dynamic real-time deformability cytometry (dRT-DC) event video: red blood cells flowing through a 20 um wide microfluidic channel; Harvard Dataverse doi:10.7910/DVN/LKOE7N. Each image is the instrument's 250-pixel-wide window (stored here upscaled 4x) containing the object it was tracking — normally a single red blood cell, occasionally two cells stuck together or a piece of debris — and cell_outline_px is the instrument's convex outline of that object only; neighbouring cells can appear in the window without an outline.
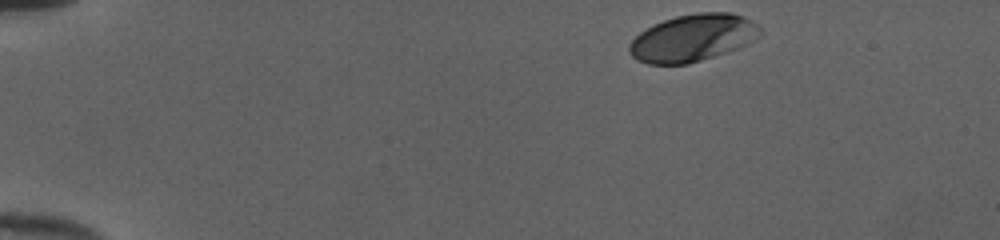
{"species": "human", "species_latin": "Homo sapiens", "temperature_condition": "cold", "stored_images_in_passage": 38, "camera_frame_rate_fps": 3000, "um_per_image_px": 0.085, "donor": {"sex": "female"}, "frame": {"image": 1, "passage_image": 1, "time_ms": 0.0, "image_size_px": [1000, 240], "cell_outline_px": [[764, 32], [760, 36], [748, 44], [728, 52], [688, 64], [648, 64], [636, 60], [628, 52], [628, 44], [640, 32], [652, 24], [676, 16], [700, 12], [732, 12], [744, 16], [752, 20]], "centroid_in_image_um": [58.9, 3.22], "position_along_channel_um": 26.1, "area_um2": 36.36}}
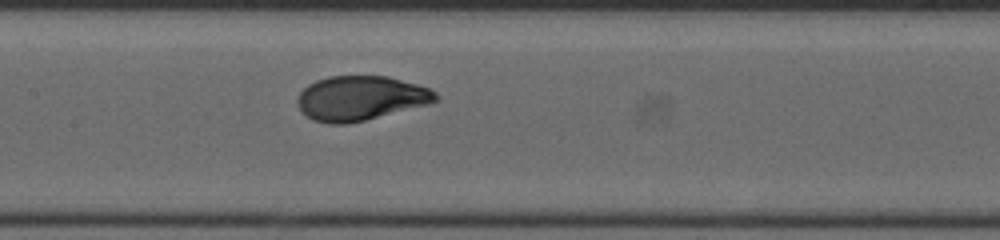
{"frame": {"image": 2, "passage_image": 20, "time_ms": 6.333, "image_size_px": [1000, 240], "cell_outline_px": [[440, 100], [432, 104], [348, 124], [328, 124], [312, 120], [296, 104], [296, 96], [308, 84], [316, 80], [328, 76], [388, 76], [416, 84], [428, 88], [436, 92], [440, 96]], "centroid_in_image_um": [30.67, 8.35], "position_along_channel_um": 176.7, "area_um2": 36.24}}
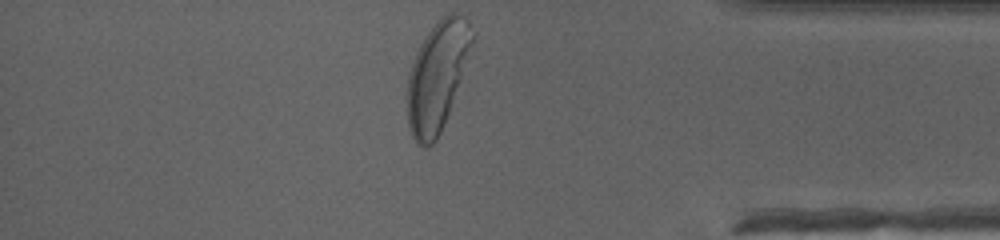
{"frame": {"image": 3, "passage_image": 38, "time_ms": 12.333, "image_size_px": [1000, 240], "cell_outline_px": [[476, 32], [460, 80], [448, 112], [440, 132], [436, 140], [428, 148], [424, 148], [416, 144], [412, 136], [408, 124], [408, 76], [412, 60], [420, 44], [428, 32], [448, 12], [452, 12], [468, 20]], "centroid_in_image_um": [37.15, 6.48], "position_along_channel_um": 398.0, "area_um2": 40.58}, "authors_computed_cell_mechanics": {"area_um2": 35.8938, "velocity_mm_per_s": 4.0061, "shape_relaxation_time_tau1_ms": 2.5696, "shape_relaxation_time_tau2_ms": null, "deformation_change_tau1": 0.1743, "deformation_change_tau2": null}}